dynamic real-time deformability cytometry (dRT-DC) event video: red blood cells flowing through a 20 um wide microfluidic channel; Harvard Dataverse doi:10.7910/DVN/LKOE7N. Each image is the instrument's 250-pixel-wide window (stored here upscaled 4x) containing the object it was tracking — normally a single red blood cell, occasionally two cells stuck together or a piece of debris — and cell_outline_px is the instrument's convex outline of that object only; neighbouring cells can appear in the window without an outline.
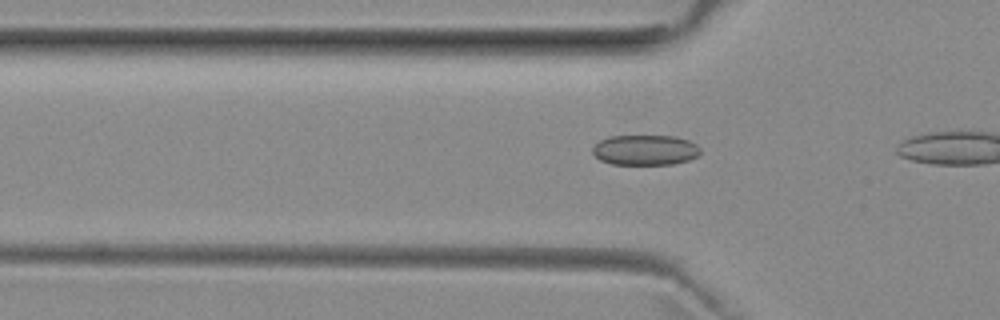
{"species": "common noctule bat (a hibernating species)", "species_latin": "Nyctalus noctula", "temperature_condition": "room temperature", "stored_images_in_passage": 7, "camera_frame_rate_fps": 3000, "um_per_image_px": 0.085, "animal": {"sex": "female", "body_mass_g": 29.2, "forearm_length_mm": 56.3}, "frame": {"image": 1, "passage_image": 4, "time_ms": 1.0, "image_size_px": [1000, 320], "cell_outline_px": [[700, 152], [696, 156], [688, 160], [672, 164], [612, 164], [600, 160], [592, 152], [592, 148], [600, 140], [608, 136], [676, 136], [688, 140], [696, 144], [700, 148]], "centroid_in_image_um": [54.83, 12.74], "position_along_channel_um": 71.0, "area_um2": 18.96}}